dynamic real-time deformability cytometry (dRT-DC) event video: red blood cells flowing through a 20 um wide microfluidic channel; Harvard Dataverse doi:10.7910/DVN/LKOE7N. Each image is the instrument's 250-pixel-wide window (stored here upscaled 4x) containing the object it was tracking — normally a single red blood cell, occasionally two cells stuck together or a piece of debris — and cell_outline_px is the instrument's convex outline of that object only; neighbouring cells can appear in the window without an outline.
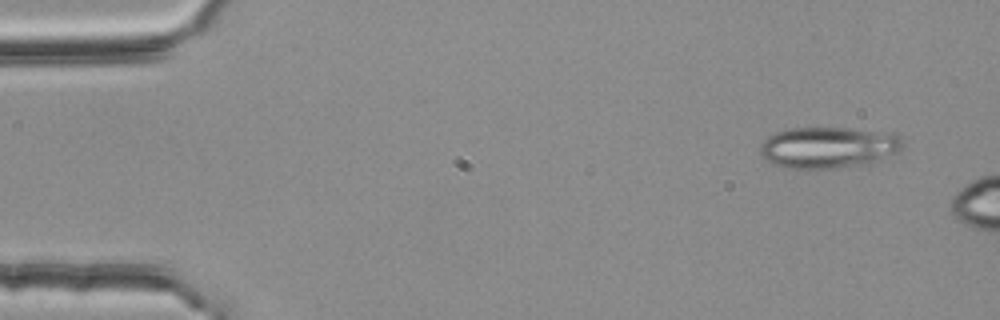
{"species": "common noctule bat (a hibernating species)", "species_latin": "Nyctalus noctula", "temperature_condition": "room temperature", "stored_images_in_passage": 7, "camera_frame_rate_fps": 3000, "um_per_image_px": 0.085, "animal": {"sex": "female", "body_mass_g": 25.1}, "frame": {"image": 1, "passage_image": 1, "time_ms": 0.0, "image_size_px": [1000, 320], "cell_outline_px": [[904, 144], [900, 152], [880, 160], [832, 168], [788, 168], [772, 164], [764, 160], [760, 156], [760, 144], [768, 136], [784, 128], [844, 128], [892, 132], [900, 136]], "centroid_in_image_um": [70.39, 12.51], "position_along_channel_um": 14.6, "area_um2": 34.51}}